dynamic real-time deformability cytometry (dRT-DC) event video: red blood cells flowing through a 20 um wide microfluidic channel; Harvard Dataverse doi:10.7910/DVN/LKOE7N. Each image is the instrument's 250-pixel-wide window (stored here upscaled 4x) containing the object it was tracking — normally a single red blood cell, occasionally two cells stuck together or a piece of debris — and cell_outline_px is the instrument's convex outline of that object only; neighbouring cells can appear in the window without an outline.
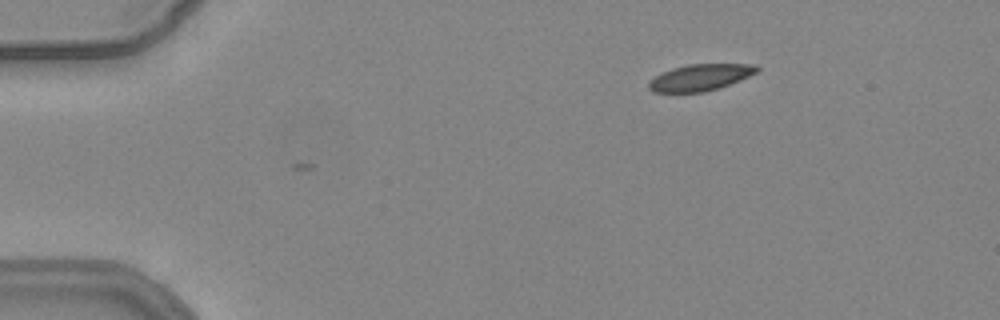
{"species": "common noctule bat (a hibernating species)", "species_latin": "Nyctalus noctula", "temperature_condition": "warm", "stored_images_in_passage": 5, "camera_frame_rate_fps": 3000, "um_per_image_px": 0.085, "animal": {"sex": "female", "body_mass_g": 24.6, "forearm_length_mm": 56.2}, "frame": {"image": 1, "passage_image": 1, "time_ms": 0.0, "image_size_px": [1000, 320], "cell_outline_px": [[760, 68], [756, 72], [740, 80], [720, 88], [704, 92], [652, 92], [648, 88], [648, 84], [656, 76], [672, 68], [688, 64], [756, 64]], "centroid_in_image_um": [59.54, 6.58], "position_along_channel_um": 25.5, "area_um2": 16.59}}